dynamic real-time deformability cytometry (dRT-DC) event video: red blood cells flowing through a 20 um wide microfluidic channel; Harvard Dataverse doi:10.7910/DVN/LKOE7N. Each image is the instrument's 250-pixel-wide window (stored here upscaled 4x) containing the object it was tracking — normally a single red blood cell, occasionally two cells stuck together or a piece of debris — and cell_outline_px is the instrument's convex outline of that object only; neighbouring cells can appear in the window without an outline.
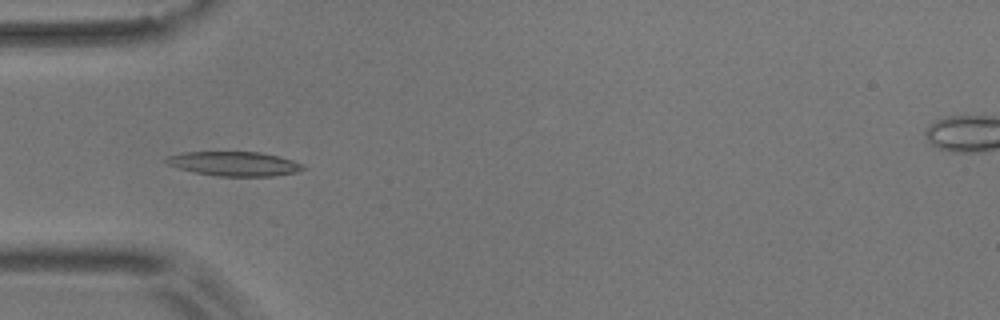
{"species": "common noctule bat (a hibernating species)", "species_latin": "Nyctalus noctula", "temperature_condition": "room temperature", "stored_images_in_passage": 14, "camera_frame_rate_fps": 3000, "um_per_image_px": 0.085, "animal": {"sex": "male", "body_mass_g": 17.9}, "frame": {"image": 1, "passage_image": 8, "time_ms": 2.333, "image_size_px": [1000, 320], "cell_outline_px": [[308, 168], [296, 172], [272, 176], [216, 176], [196, 172], [180, 168], [168, 164], [164, 160], [168, 156], [184, 152], [260, 152], [280, 156], [292, 160]], "centroid_in_image_um": [19.94, 13.91], "position_along_channel_um": 65.1, "area_um2": 19.25}}
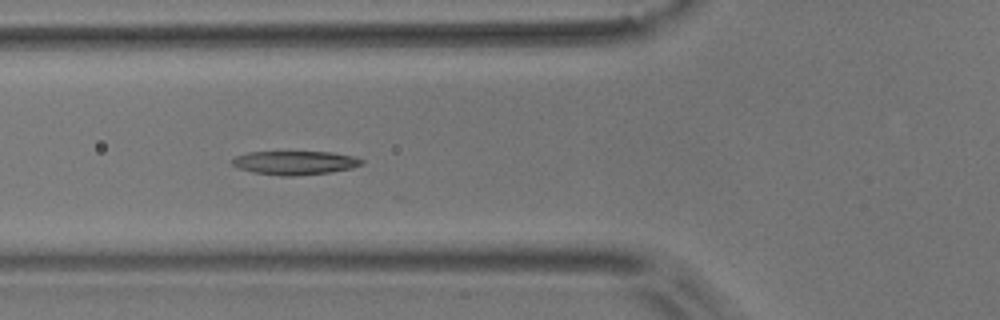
{"frame": {"image": 2, "passage_image": 11, "time_ms": 3.333, "image_size_px": [1000, 320], "cell_outline_px": [[364, 164], [352, 168], [332, 172], [292, 176], [280, 176], [252, 172], [240, 168], [232, 164], [232, 160], [236, 156], [248, 152], [332, 152], [352, 156], [364, 160]], "centroid_in_image_um": [25.1, 13.84], "position_along_channel_um": 100.7, "area_um2": 17.92}}